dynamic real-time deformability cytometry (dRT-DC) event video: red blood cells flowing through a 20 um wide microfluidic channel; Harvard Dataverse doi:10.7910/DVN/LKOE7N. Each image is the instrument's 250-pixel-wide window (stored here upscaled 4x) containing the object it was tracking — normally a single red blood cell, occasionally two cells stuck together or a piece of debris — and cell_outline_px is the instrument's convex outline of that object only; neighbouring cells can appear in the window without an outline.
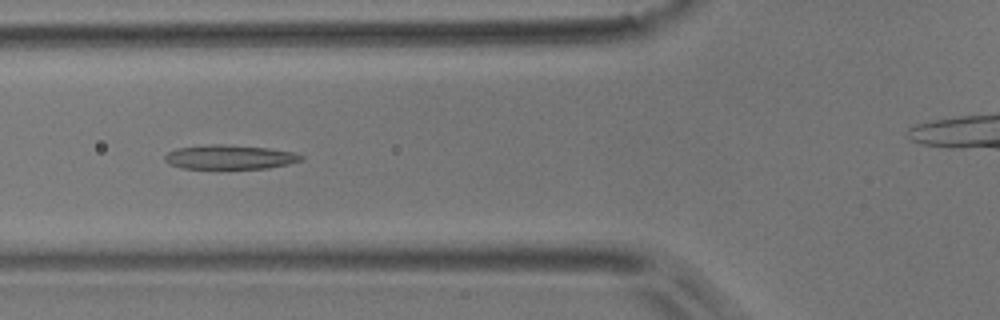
{"species": "common noctule bat (a hibernating species)", "species_latin": "Nyctalus noctula", "temperature_condition": "room temperature", "stored_images_in_passage": 7, "camera_frame_rate_fps": 3000, "um_per_image_px": 0.085, "animal": {"sex": "male", "body_mass_g": 17.9}, "frame": {"image": 1, "passage_image": 3, "time_ms": 2.333, "image_size_px": [1000, 320], "cell_outline_px": [[304, 160], [288, 164], [268, 168], [220, 172], [180, 168], [168, 164], [164, 160], [164, 156], [168, 152], [176, 148], [212, 144], [224, 144], [268, 148], [292, 152], [304, 156]], "centroid_in_image_um": [19.47, 13.41], "position_along_channel_um": 106.3, "area_um2": 20.52}}
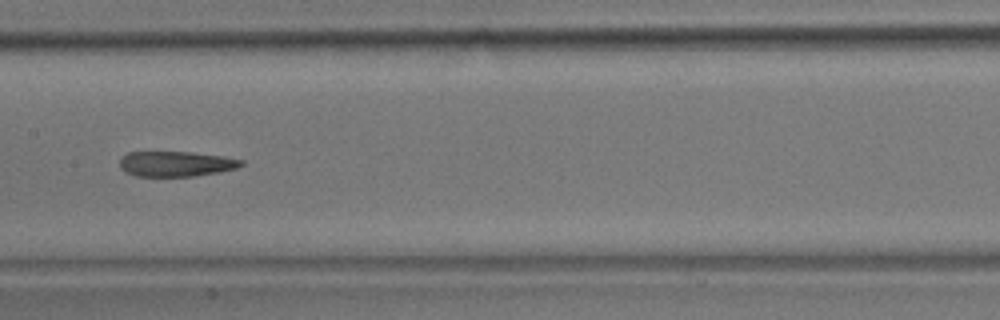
{"frame": {"image": 2, "passage_image": 5, "time_ms": 4.667, "image_size_px": [1000, 320], "cell_outline_px": [[244, 164], [236, 168], [220, 172], [192, 176], [136, 176], [120, 168], [120, 160], [128, 152], [192, 152], [220, 156], [244, 160]], "centroid_in_image_um": [14.98, 13.93], "position_along_channel_um": 192.4, "area_um2": 17.69}}
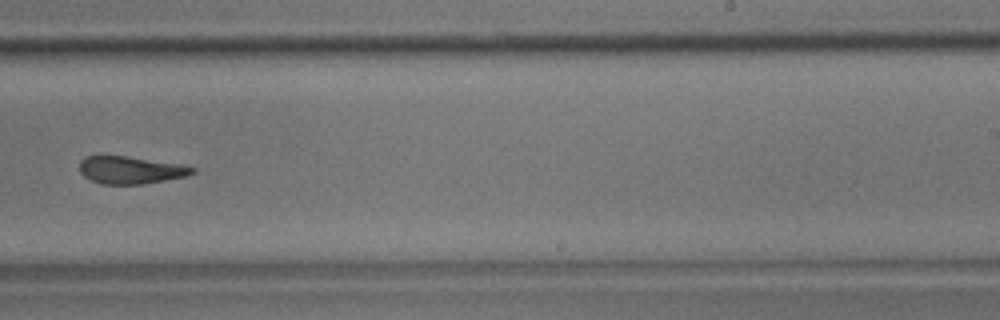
{"frame": {"image": 3, "passage_image": 7, "time_ms": 7.0, "image_size_px": [1000, 320], "cell_outline_px": [[196, 172], [184, 176], [144, 184], [100, 184], [84, 176], [80, 172], [80, 160], [84, 156], [124, 156], [180, 164], [196, 168]], "centroid_in_image_um": [11.08, 14.45], "position_along_channel_um": 277.9, "area_um2": 17.86}}